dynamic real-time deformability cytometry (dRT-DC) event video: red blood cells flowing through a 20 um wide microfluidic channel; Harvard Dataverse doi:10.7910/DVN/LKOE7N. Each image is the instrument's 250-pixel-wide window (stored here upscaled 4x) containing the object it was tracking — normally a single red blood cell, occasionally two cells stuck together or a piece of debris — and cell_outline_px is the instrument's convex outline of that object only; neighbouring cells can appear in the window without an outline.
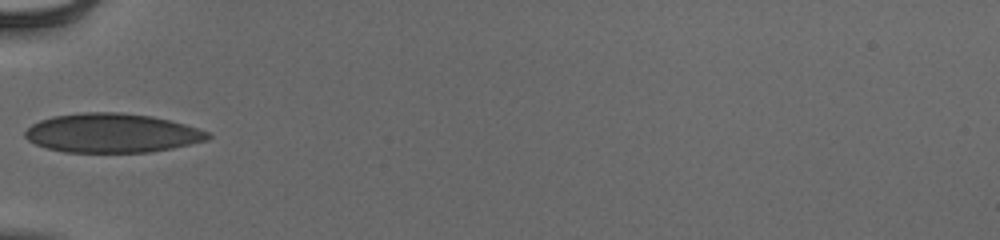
{"species": "human", "species_latin": "Homo sapiens", "temperature_condition": "cold", "stored_images_in_passage": 6, "camera_frame_rate_fps": 3000, "um_per_image_px": 0.085, "donor": {"sex": "male"}, "frame": {"image": 1, "passage_image": 1, "time_ms": 0.0, "image_size_px": [1000, 240], "cell_outline_px": [[212, 136], [208, 140], [172, 148], [152, 152], [64, 152], [48, 148], [36, 144], [28, 140], [24, 136], [24, 132], [32, 124], [40, 120], [52, 116], [84, 112], [120, 112], [152, 116], [184, 124], [208, 132]], "centroid_in_image_um": [9.51, 11.31], "position_along_channel_um": 75.5, "area_um2": 41.62}}
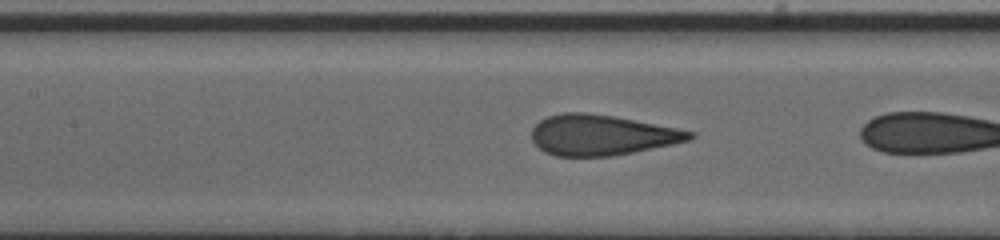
{"frame": {"image": 2, "passage_image": 5, "time_ms": 1.333, "image_size_px": [1000, 240], "cell_outline_px": [[696, 136], [688, 140], [672, 144], [632, 152], [608, 156], [556, 156], [544, 152], [532, 140], [532, 128], [540, 120], [548, 116], [564, 112], [588, 112], [612, 116], [676, 128], [696, 132]], "centroid_in_image_um": [51.11, 11.47], "position_along_channel_um": 156.3, "area_um2": 36.93}}